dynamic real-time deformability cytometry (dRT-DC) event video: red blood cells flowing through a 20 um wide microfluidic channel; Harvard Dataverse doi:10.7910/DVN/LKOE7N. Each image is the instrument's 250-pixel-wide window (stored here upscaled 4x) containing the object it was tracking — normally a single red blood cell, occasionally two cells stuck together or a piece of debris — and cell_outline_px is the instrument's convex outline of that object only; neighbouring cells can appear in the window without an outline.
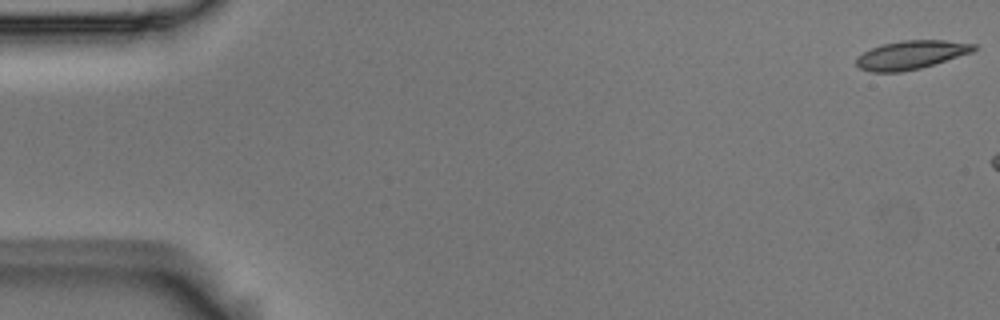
{"species": "Egyptian fruit bat (a non-hibernating species)", "species_latin": "Rousettus aegyptiacus", "temperature_condition": "room temperature", "stored_images_in_passage": 7, "camera_frame_rate_fps": 3000, "um_per_image_px": 0.085, "animal": {"sex": "male"}, "frame": {"image": 1, "passage_image": 1, "time_ms": 0.0, "image_size_px": [1000, 320], "cell_outline_px": [[976, 48], [972, 52], [920, 68], [900, 72], [872, 72], [860, 68], [856, 64], [856, 56], [872, 48], [884, 44], [900, 40], [944, 40], [976, 44]], "centroid_in_image_um": [77.41, 4.66], "position_along_channel_um": 7.6, "area_um2": 19.36}}